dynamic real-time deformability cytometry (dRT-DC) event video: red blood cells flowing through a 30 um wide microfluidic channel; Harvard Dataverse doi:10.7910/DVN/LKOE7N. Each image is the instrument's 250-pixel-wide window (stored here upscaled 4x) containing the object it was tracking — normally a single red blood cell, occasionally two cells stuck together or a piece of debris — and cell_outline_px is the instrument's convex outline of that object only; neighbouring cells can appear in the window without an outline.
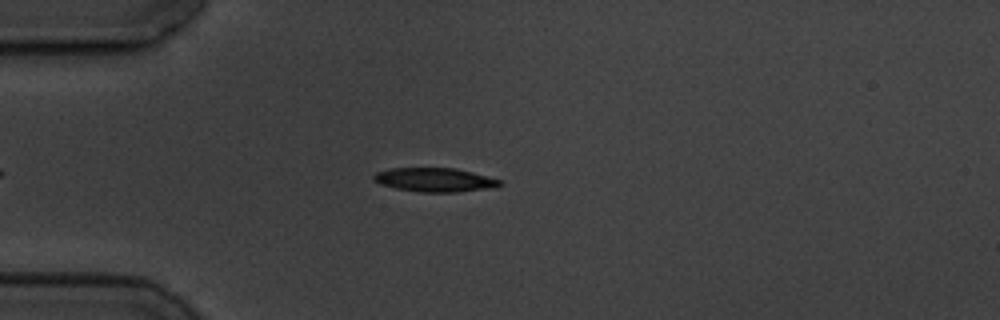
{"species": "common noctule bat (a hibernating species)", "species_latin": "Nyctalus noctula", "temperature_condition": "cold", "stored_images_in_passage": 3, "camera_frame_rate_fps": 3000, "um_per_image_px": 0.085, "animal": {"sex": "male", "body_mass_g": 19.5, "forearm_length_mm": 54.6}, "frame": {"image": 1, "passage_image": 3, "time_ms": 2.333, "image_size_px": [1000, 320], "cell_outline_px": [[504, 184], [496, 188], [456, 192], [420, 192], [396, 188], [380, 184], [372, 180], [372, 176], [376, 172], [388, 168], [456, 168], [472, 172], [500, 180]], "centroid_in_image_um": [36.96, 15.29], "position_along_channel_um": 48.0, "area_um2": 17.74}}